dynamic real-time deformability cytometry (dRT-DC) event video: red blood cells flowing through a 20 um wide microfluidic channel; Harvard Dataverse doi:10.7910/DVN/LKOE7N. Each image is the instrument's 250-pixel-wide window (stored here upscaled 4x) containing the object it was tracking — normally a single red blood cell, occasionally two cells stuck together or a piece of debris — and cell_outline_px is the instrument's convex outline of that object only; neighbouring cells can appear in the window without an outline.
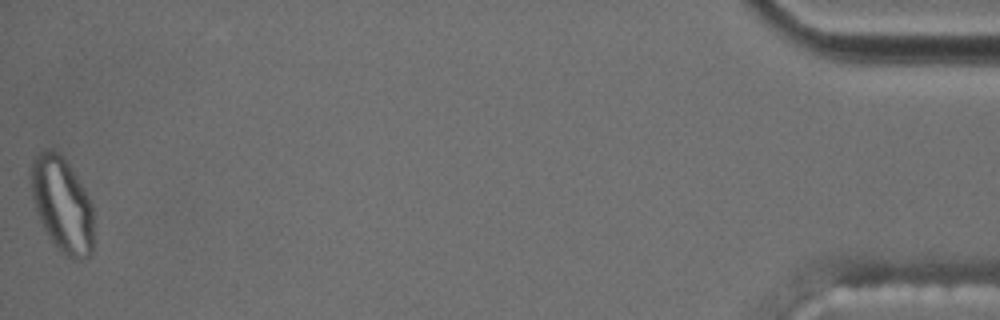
{"species": "common noctule bat (a hibernating species)", "species_latin": "Nyctalus noctula", "temperature_condition": "cold", "stored_images_in_passage": 14, "segment_of_instrument_passage": [2, 2], "camera_frame_rate_fps": 3000, "um_per_image_px": 0.085, "animal": {"sex": "male", "body_mass_g": 17.5, "forearm_length_mm": 52.3}, "frame": {"image": 1, "passage_image": 14, "time_ms": 18.0, "image_size_px": [1000, 320], "cell_outline_px": [[96, 240], [92, 252], [88, 256], [80, 260], [72, 260], [64, 256], [56, 248], [48, 236], [36, 212], [32, 196], [32, 160], [44, 148], [52, 148], [72, 168], [88, 196], [92, 204]], "centroid_in_image_um": [5.34, 17.48], "position_along_channel_um": 429.9, "area_um2": 35.2}}